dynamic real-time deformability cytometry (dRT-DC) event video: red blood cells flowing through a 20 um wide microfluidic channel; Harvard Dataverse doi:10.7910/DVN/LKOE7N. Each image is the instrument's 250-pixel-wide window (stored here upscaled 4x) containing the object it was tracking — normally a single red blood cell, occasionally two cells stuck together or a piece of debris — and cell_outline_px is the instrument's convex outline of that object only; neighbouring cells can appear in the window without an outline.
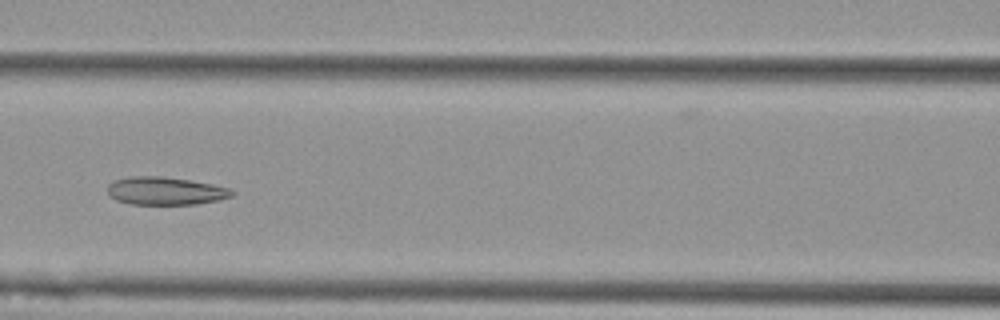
{"species": "Egyptian fruit bat (a non-hibernating species)", "species_latin": "Rousettus aegyptiacus", "temperature_condition": "cold", "stored_images_in_passage": 8, "camera_frame_rate_fps": 3000, "um_per_image_px": 0.085, "animal": {"sex": "female"}, "frame": {"image": 1, "passage_image": 7, "time_ms": 2.0, "image_size_px": [1000, 320], "cell_outline_px": [[236, 192], [232, 196], [220, 200], [196, 204], [132, 204], [116, 200], [108, 196], [108, 184], [116, 180], [132, 176], [164, 176], [212, 184], [228, 188]], "centroid_in_image_um": [14.06, 16.23], "position_along_channel_um": 152.5, "area_um2": 20.23}}
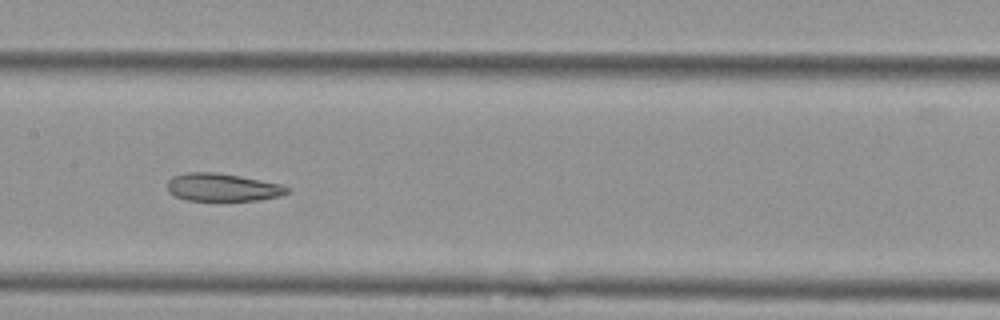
{"frame": {"image": 2, "passage_image": 8, "time_ms": 2.333, "image_size_px": [1000, 320], "cell_outline_px": [[292, 192], [280, 196], [260, 200], [188, 200], [176, 196], [168, 192], [168, 180], [172, 176], [188, 172], [216, 172], [240, 176], [280, 184], [292, 188]], "centroid_in_image_um": [18.95, 15.92], "position_along_channel_um": 188.4, "area_um2": 19.48}}